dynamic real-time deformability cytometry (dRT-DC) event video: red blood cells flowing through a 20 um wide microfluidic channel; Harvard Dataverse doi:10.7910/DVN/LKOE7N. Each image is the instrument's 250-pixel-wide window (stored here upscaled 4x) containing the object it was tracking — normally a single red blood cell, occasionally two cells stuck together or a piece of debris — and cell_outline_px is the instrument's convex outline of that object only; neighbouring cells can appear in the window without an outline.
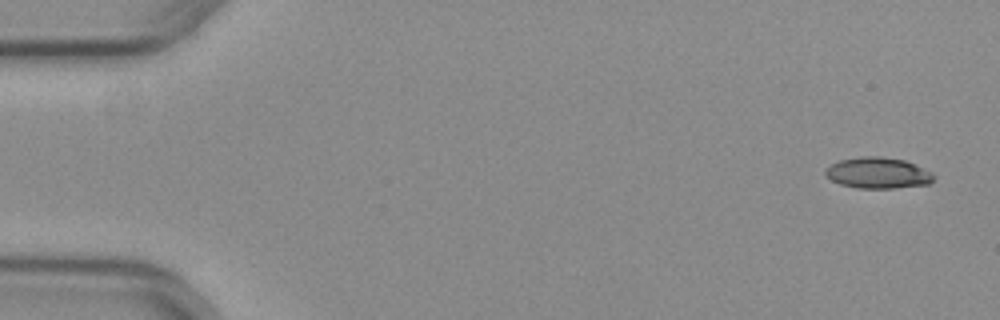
{"species": "common noctule bat (a hibernating species)", "species_latin": "Nyctalus noctula", "temperature_condition": "warm", "stored_images_in_passage": 48, "camera_frame_rate_fps": 3000, "um_per_image_px": 0.085, "animal": {"sex": "female", "body_mass_g": 29.2, "forearm_length_mm": 56.3}, "frame": {"image": 1, "passage_image": 1, "time_ms": 0.0, "image_size_px": [1000, 320], "cell_outline_px": [[936, 176], [928, 184], [892, 188], [856, 188], [840, 184], [832, 180], [824, 172], [832, 164], [840, 160], [860, 156], [880, 156], [904, 160], [932, 172]], "centroid_in_image_um": [74.63, 14.7], "position_along_channel_um": 10.4, "area_um2": 19.42}}
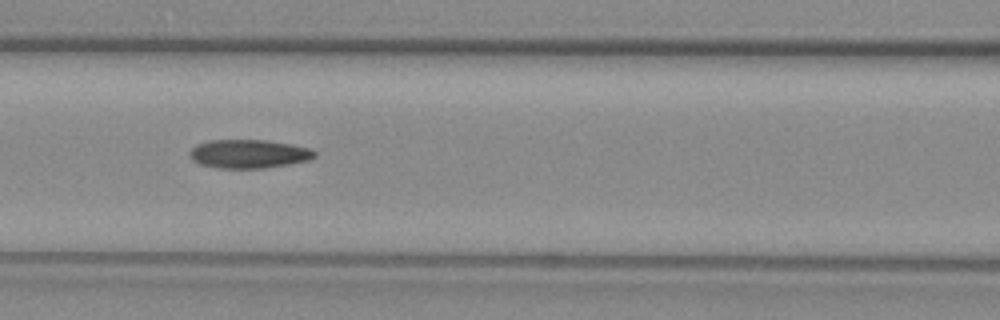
{"frame": {"image": 2, "passage_image": 22, "time_ms": 7.0, "image_size_px": [1000, 320], "cell_outline_px": [[316, 156], [308, 160], [288, 164], [264, 168], [216, 168], [200, 164], [192, 160], [188, 156], [188, 152], [196, 144], [208, 140], [268, 140], [292, 144], [312, 148], [316, 152]], "centroid_in_image_um": [21.12, 13.07], "position_along_channel_um": 145.5, "area_um2": 21.1}}
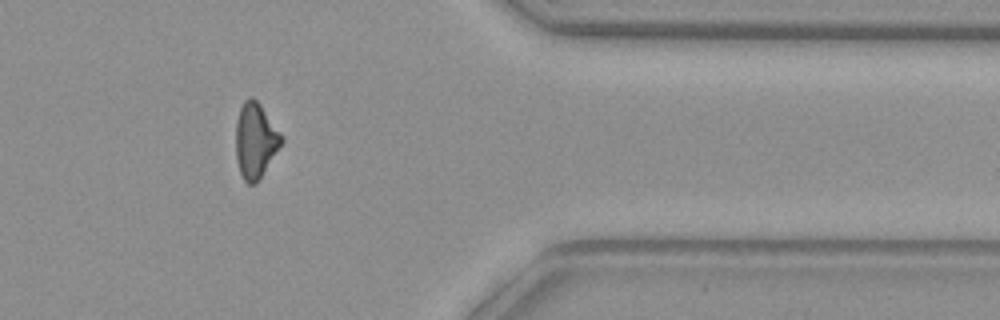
{"frame": {"image": 3, "passage_image": 42, "time_ms": 13.667, "image_size_px": [1000, 320], "cell_outline_px": [[284, 140], [260, 180], [256, 184], [248, 184], [244, 180], [240, 172], [236, 160], [236, 120], [240, 108], [244, 100], [248, 96], [252, 96], [260, 104], [284, 136]], "centroid_in_image_um": [21.72, 11.95], "position_along_channel_um": 389.7, "area_um2": 20.29}}